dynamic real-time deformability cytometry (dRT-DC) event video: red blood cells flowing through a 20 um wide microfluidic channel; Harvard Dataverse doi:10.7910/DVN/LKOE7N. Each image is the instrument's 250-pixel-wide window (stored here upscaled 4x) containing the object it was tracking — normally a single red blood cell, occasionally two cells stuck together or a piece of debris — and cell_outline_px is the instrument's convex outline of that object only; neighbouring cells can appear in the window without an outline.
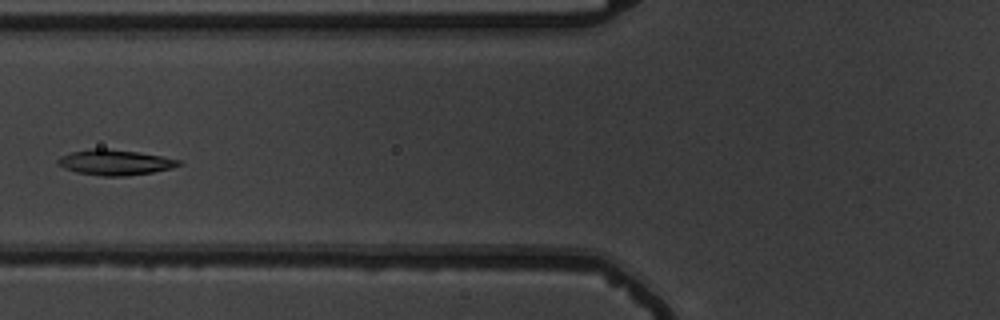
{"species": "common noctule bat (a hibernating species)", "species_latin": "Nyctalus noctula", "temperature_condition": "warm", "stored_images_in_passage": 8, "camera_frame_rate_fps": 3000, "um_per_image_px": 0.085, "animal": {"sex": "male", "body_mass_g": 19.5, "forearm_length_mm": 54.6}, "frame": {"image": 1, "passage_image": 5, "time_ms": 5.667, "image_size_px": [1000, 320], "cell_outline_px": [[184, 164], [172, 168], [152, 172], [124, 176], [100, 176], [76, 172], [64, 168], [56, 164], [56, 160], [60, 156], [72, 152], [88, 148], [104, 148], [136, 152], [160, 156], [180, 160]], "centroid_in_image_um": [9.73, 13.8], "position_along_channel_um": 116.1, "area_um2": 17.92}}
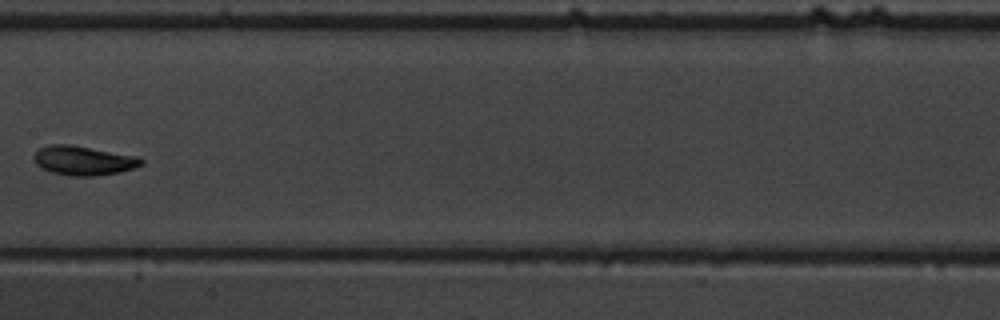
{"frame": {"image": 2, "passage_image": 7, "time_ms": 8.0, "image_size_px": [1000, 320], "cell_outline_px": [[144, 164], [120, 172], [96, 176], [72, 176], [52, 172], [40, 168], [36, 164], [32, 156], [40, 148], [48, 144], [68, 144], [140, 156], [144, 160]], "centroid_in_image_um": [7.1, 13.64], "position_along_channel_um": 200.3, "area_um2": 18.5}}
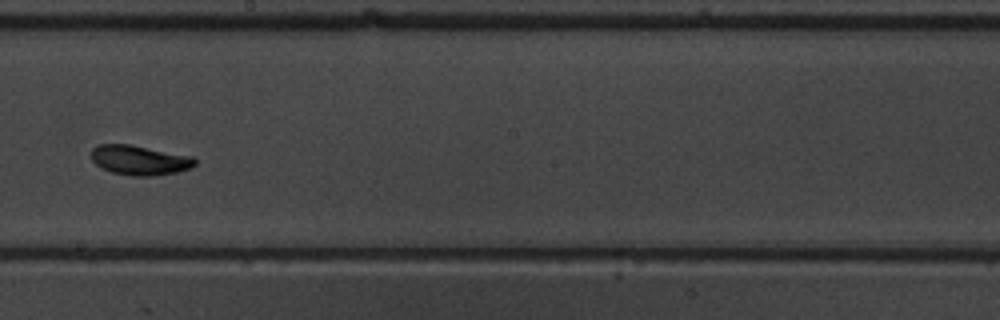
{"frame": {"image": 3, "passage_image": 8, "time_ms": 9.0, "image_size_px": [1000, 320], "cell_outline_px": [[196, 164], [188, 168], [176, 172], [152, 176], [132, 176], [112, 172], [100, 168], [92, 160], [92, 148], [100, 144], [128, 144], [192, 156], [196, 160]], "centroid_in_image_um": [11.84, 13.61], "position_along_channel_um": 236.4, "area_um2": 17.8}}